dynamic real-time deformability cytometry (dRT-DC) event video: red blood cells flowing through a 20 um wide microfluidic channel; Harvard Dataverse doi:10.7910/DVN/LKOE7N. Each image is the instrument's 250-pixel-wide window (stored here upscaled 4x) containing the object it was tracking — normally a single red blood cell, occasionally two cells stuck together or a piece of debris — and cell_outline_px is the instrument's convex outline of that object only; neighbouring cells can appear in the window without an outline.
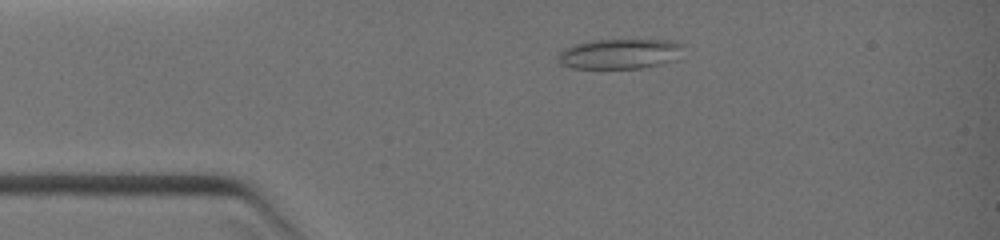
{"species": "common noctule bat (a hibernating species)", "species_latin": "Nyctalus noctula", "temperature_condition": "warm", "stored_images_in_passage": 3, "camera_frame_rate_fps": 3000, "um_per_image_px": 0.085, "animal": {"sex": "female", "body_mass_g": 19.0, "forearm_length_mm": 51.5}, "frame": {"image": 1, "passage_image": 2, "time_ms": 1.0, "image_size_px": [1000, 240], "cell_outline_px": [[684, 44], [676, 60], [644, 68], [572, 68], [560, 64], [556, 56], [564, 48], [572, 44], [588, 40], [676, 40]], "centroid_in_image_um": [52.66, 4.57], "position_along_channel_um": 32.3, "area_um2": 22.25}}